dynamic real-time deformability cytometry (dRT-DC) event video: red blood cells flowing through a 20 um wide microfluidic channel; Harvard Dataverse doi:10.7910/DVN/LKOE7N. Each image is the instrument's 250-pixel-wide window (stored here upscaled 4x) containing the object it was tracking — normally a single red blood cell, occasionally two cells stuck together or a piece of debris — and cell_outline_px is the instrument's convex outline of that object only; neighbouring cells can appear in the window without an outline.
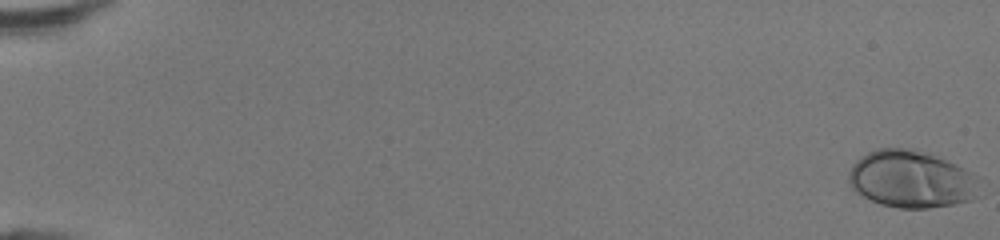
{"species": "human", "species_latin": "Homo sapiens", "temperature_condition": "room temperature", "stored_images_in_passage": 49, "camera_frame_rate_fps": 3000, "um_per_image_px": 0.085, "donor": {"sex": "female"}, "frame": {"image": 1, "passage_image": 1, "time_ms": 0.0, "image_size_px": [1000, 240], "cell_outline_px": [[980, 196], [972, 200], [952, 204], [928, 208], [900, 208], [880, 204], [864, 196], [852, 188], [848, 184], [848, 172], [852, 164], [860, 156], [876, 148], [912, 148], [956, 164], [980, 176]], "centroid_in_image_um": [77.49, 15.23], "position_along_channel_um": 7.5, "area_um2": 44.1}}
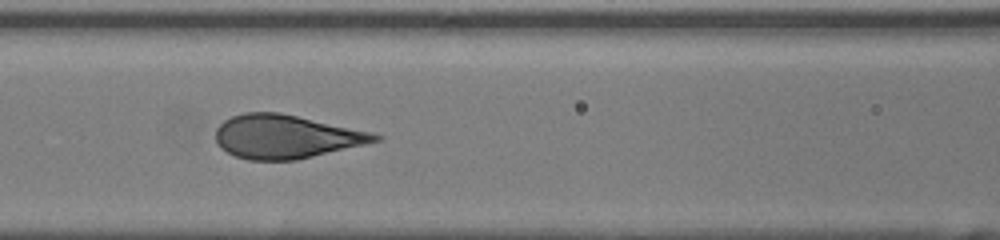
{"frame": {"image": 2, "passage_image": 24, "time_ms": 7.667, "image_size_px": [1000, 240], "cell_outline_px": [[384, 136], [380, 140], [364, 144], [296, 160], [248, 160], [236, 156], [220, 148], [216, 144], [216, 128], [224, 120], [232, 116], [244, 112], [280, 112], [372, 132]], "centroid_in_image_um": [24.27, 11.61], "position_along_channel_um": 142.3, "area_um2": 40.34}}
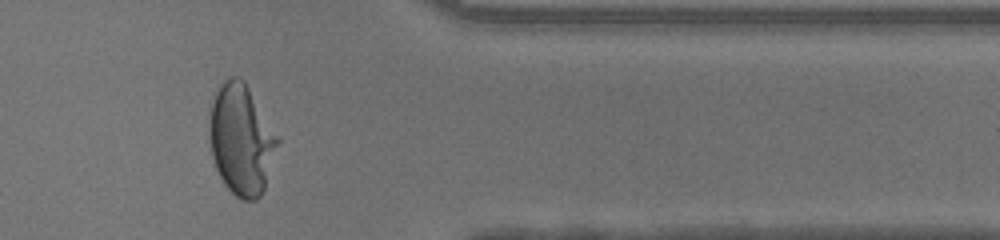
{"frame": {"image": 3, "passage_image": 42, "time_ms": 13.667, "image_size_px": [1000, 240], "cell_outline_px": [[280, 140], [264, 188], [260, 196], [256, 200], [244, 200], [236, 196], [224, 184], [212, 160], [208, 140], [208, 120], [212, 104], [216, 92], [220, 84], [228, 76], [236, 76], [244, 80]], "centroid_in_image_um": [20.47, 11.85], "position_along_channel_um": 390.9, "area_um2": 43.99}, "authors_computed_cell_mechanics": {"area_um2": 41.3848, "velocity_mm_per_s": 4.3307, "shape_relaxation_time_tau1_ms": 4.5683, "shape_relaxation_time_tau2_ms": null, "deformation_change_tau1": 0.2538, "deformation_change_tau2": null}}